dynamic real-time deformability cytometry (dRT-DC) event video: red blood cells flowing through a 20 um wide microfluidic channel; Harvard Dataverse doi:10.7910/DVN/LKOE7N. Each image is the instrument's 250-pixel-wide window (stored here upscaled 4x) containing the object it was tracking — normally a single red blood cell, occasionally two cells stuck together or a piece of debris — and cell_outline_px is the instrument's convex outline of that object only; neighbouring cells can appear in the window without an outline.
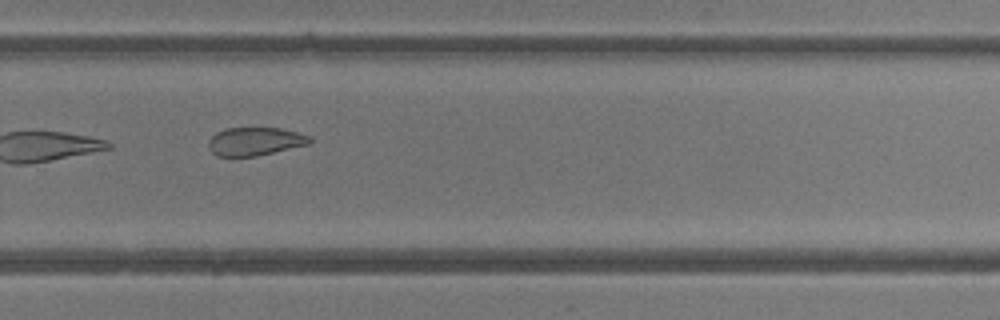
{"species": "common noctule bat (a hibernating species)", "species_latin": "Nyctalus noctula", "temperature_condition": "room temperature", "stored_images_in_passage": 28, "camera_frame_rate_fps": 3000, "um_per_image_px": 0.085, "animal": {"sex": "female"}, "frame": {"image": 1, "passage_image": 20, "time_ms": 6.333, "image_size_px": [1000, 320], "cell_outline_px": [[312, 140], [308, 144], [256, 156], [216, 156], [208, 148], [208, 140], [216, 132], [228, 128], [280, 128], [296, 132], [308, 136]], "centroid_in_image_um": [21.62, 12.02], "position_along_channel_um": 308.2, "area_um2": 16.47}}